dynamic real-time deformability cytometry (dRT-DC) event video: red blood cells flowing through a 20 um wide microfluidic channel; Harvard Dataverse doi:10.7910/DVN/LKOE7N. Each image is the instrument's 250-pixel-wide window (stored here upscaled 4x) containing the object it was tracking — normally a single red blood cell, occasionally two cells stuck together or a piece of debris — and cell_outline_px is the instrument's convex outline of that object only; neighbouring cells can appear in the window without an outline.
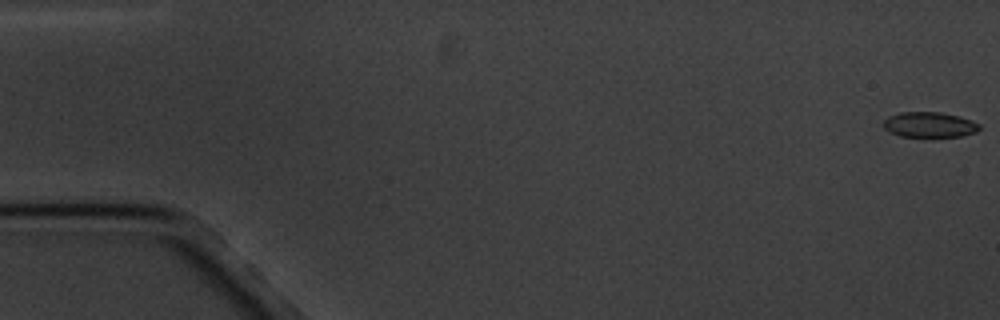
{"species": "common noctule bat (a hibernating species)", "species_latin": "Nyctalus noctula", "temperature_condition": "cold", "stored_images_in_passage": 5, "camera_frame_rate_fps": 3000, "um_per_image_px": 0.085, "animal": {"sex": "male", "body_mass_g": 20.1, "forearm_length_mm": 53.5}, "frame": {"image": 1, "passage_image": 1, "time_ms": 0.0, "image_size_px": [1000, 320], "cell_outline_px": [[980, 128], [976, 132], [960, 136], [932, 140], [900, 136], [884, 128], [884, 120], [888, 116], [900, 112], [940, 112], [972, 120], [980, 124]], "centroid_in_image_um": [79.01, 10.65], "position_along_channel_um": 6.0, "area_um2": 14.8}}
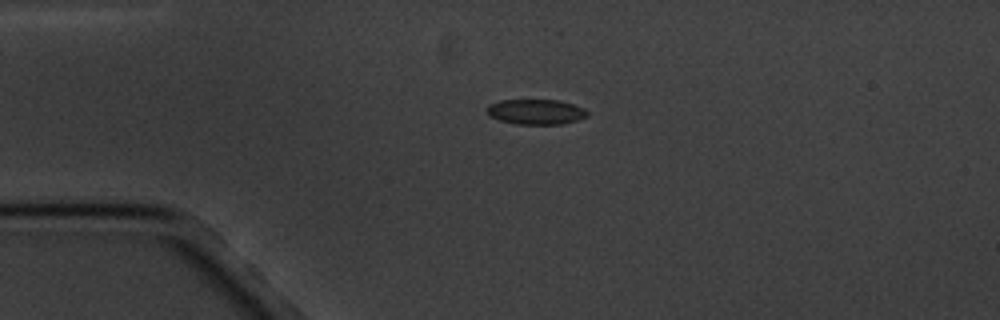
{"frame": {"image": 2, "passage_image": 4, "time_ms": 4.333, "image_size_px": [1000, 320], "cell_outline_px": [[588, 116], [576, 120], [560, 124], [516, 124], [500, 120], [488, 116], [488, 104], [500, 100], [560, 100], [584, 108], [588, 112]], "centroid_in_image_um": [45.54, 9.5], "position_along_channel_um": 39.5, "area_um2": 14.68}}